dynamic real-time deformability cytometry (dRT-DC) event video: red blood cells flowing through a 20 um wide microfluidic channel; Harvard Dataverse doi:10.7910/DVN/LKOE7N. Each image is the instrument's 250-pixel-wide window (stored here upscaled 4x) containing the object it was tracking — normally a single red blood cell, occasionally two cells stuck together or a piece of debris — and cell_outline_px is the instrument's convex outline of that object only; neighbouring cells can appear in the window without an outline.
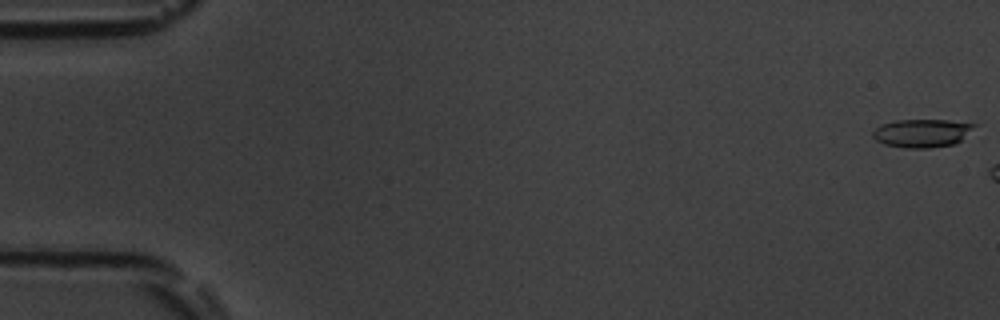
{"species": "common noctule bat (a hibernating species)", "species_latin": "Nyctalus noctula", "temperature_condition": "room temperature", "stored_images_in_passage": 9, "camera_frame_rate_fps": 3000, "um_per_image_px": 0.085, "animal": {"sex": "male", "body_mass_g": 19.5, "forearm_length_mm": 54.6}, "frame": {"image": 1, "passage_image": 1, "time_ms": 0.0, "image_size_px": [1000, 320], "cell_outline_px": [[980, 124], [956, 144], [928, 148], [904, 148], [884, 144], [876, 140], [872, 136], [872, 132], [880, 124], [896, 120], [948, 120]], "centroid_in_image_um": [78.39, 11.31], "position_along_channel_um": 6.6, "area_um2": 16.94}}